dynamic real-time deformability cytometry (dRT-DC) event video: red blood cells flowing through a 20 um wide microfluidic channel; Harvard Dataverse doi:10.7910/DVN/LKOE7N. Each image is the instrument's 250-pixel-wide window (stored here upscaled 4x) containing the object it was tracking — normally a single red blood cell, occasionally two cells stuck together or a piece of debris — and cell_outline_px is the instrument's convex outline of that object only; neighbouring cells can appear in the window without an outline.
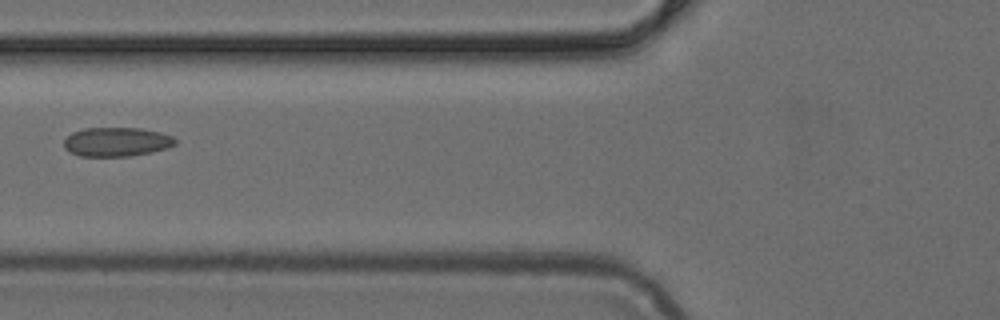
{"species": "common noctule bat (a hibernating species)", "species_latin": "Nyctalus noctula", "temperature_condition": "cold", "stored_images_in_passage": 6, "camera_frame_rate_fps": 3000, "um_per_image_px": 0.085, "animal": {"sex": "female", "body_mass_g": 24.6, "forearm_length_mm": 56.2}, "frame": {"image": 1, "passage_image": 5, "time_ms": 1.333, "image_size_px": [1000, 320], "cell_outline_px": [[176, 144], [168, 148], [152, 152], [128, 156], [80, 156], [68, 152], [64, 148], [64, 140], [72, 132], [84, 128], [140, 128], [160, 132], [172, 136], [176, 140]], "centroid_in_image_um": [9.9, 12.06], "position_along_channel_um": 115.9, "area_um2": 18.96}}
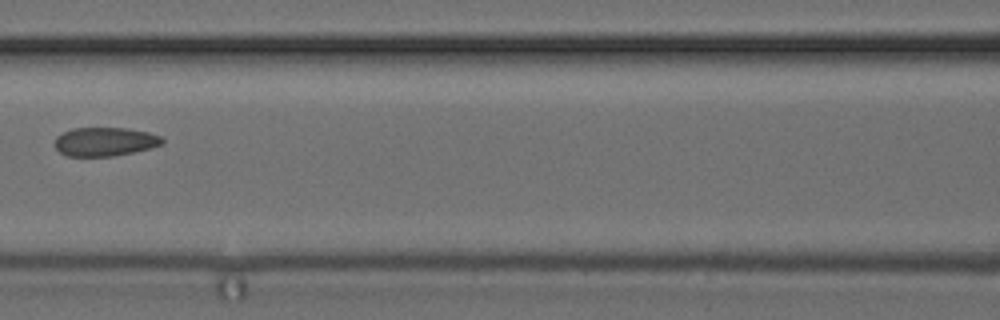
{"frame": {"image": 2, "passage_image": 6, "time_ms": 1.667, "image_size_px": [1000, 320], "cell_outline_px": [[164, 144], [132, 152], [112, 156], [68, 156], [60, 152], [56, 148], [56, 136], [72, 128], [124, 128], [148, 132], [160, 136], [164, 140]], "centroid_in_image_um": [8.91, 12.04], "position_along_channel_um": 157.7, "area_um2": 17.8}}